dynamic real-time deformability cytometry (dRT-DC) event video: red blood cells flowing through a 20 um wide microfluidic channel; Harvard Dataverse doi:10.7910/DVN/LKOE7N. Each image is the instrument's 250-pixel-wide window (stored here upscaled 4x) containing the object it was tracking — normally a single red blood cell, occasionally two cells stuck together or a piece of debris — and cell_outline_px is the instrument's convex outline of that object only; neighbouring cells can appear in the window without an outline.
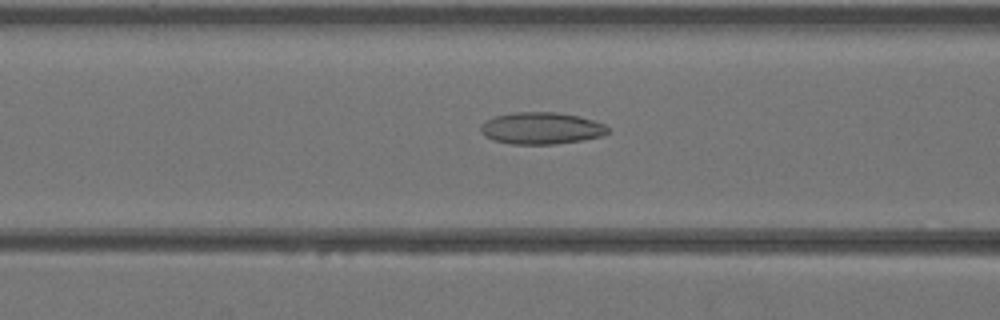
{"species": "Egyptian fruit bat (a non-hibernating species)", "species_latin": "Rousettus aegyptiacus", "temperature_condition": "warm", "stored_images_in_passage": 43, "camera_frame_rate_fps": 3000, "um_per_image_px": 0.085, "animal": {"sex": "female"}, "frame": {"image": 1, "passage_image": 18, "time_ms": 5.667, "image_size_px": [1000, 320], "cell_outline_px": [[608, 132], [604, 136], [584, 140], [556, 144], [512, 144], [492, 140], [484, 136], [480, 132], [480, 124], [496, 116], [516, 112], [556, 112], [580, 116], [604, 124], [608, 128]], "centroid_in_image_um": [46.01, 10.91], "position_along_channel_um": 120.6, "area_um2": 23.76}}
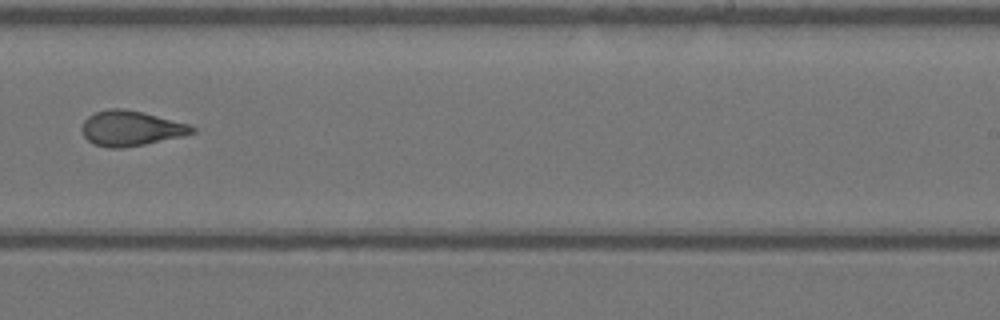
{"frame": {"image": 2, "passage_image": 28, "time_ms": 9.0, "image_size_px": [1000, 320], "cell_outline_px": [[196, 132], [184, 136], [124, 148], [108, 148], [92, 144], [84, 136], [80, 128], [84, 120], [88, 116], [96, 112], [108, 108], [124, 108], [188, 124], [196, 128]], "centroid_in_image_um": [11.09, 10.92], "position_along_channel_um": 277.9, "area_um2": 22.54}}
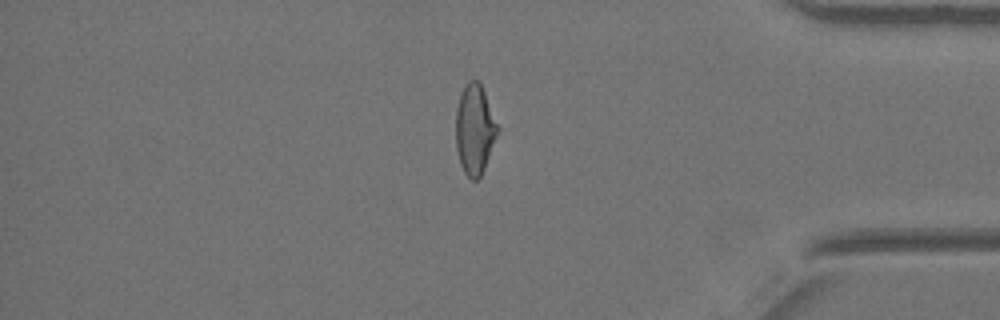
{"frame": {"image": 3, "passage_image": 37, "time_ms": 12.0, "image_size_px": [1000, 320], "cell_outline_px": [[500, 128], [484, 168], [480, 176], [476, 180], [472, 180], [464, 172], [460, 164], [456, 148], [456, 108], [460, 92], [468, 80], [480, 80]], "centroid_in_image_um": [40.35, 10.95], "position_along_channel_um": 394.8, "area_um2": 22.14}}